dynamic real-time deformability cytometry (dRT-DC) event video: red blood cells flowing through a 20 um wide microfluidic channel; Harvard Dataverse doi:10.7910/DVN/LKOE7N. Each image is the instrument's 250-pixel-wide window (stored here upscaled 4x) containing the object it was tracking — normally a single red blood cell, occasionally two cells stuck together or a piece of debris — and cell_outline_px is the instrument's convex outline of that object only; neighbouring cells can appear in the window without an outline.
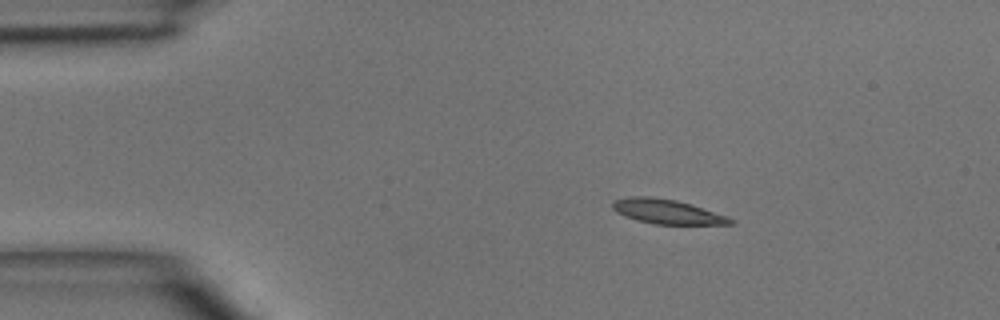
{"species": "common noctule bat (a hibernating species)", "species_latin": "Nyctalus noctula", "temperature_condition": "room temperature", "stored_images_in_passage": 4, "segment_of_instrument_passage": [1, 2], "camera_frame_rate_fps": 3000, "um_per_image_px": 0.085, "animal": {"sex": "male", "body_mass_g": 15.6}, "frame": {"image": 1, "passage_image": 1, "time_ms": 0.0, "image_size_px": [1000, 320], "cell_outline_px": [[736, 220], [732, 224], [656, 224], [636, 220], [624, 216], [616, 212], [612, 208], [612, 200], [628, 196], [648, 196], [676, 200], [692, 204], [728, 216]], "centroid_in_image_um": [56.68, 17.98], "position_along_channel_um": 28.3, "area_um2": 16.99}}